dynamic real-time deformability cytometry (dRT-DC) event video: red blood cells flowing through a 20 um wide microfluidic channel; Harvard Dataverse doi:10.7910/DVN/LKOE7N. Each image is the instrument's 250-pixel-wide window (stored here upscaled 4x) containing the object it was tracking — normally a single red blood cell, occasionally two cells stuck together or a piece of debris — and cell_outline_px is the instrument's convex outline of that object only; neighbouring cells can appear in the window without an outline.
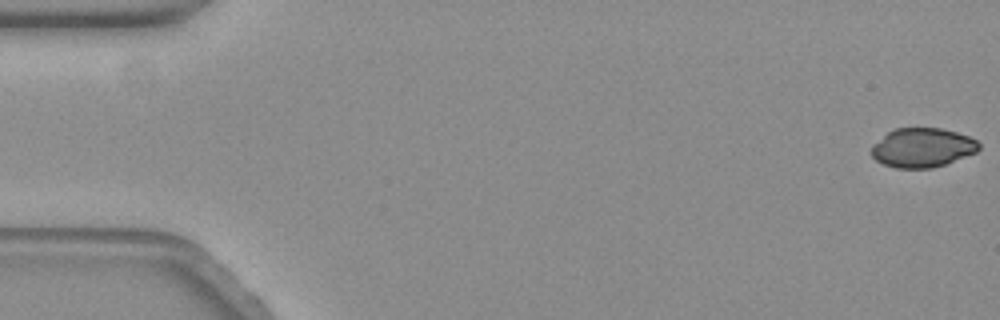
{"species": "common noctule bat (a hibernating species)", "species_latin": "Nyctalus noctula", "temperature_condition": "warm", "stored_images_in_passage": 60, "camera_frame_rate_fps": 3000, "um_per_image_px": 0.085, "animal": {"sex": "female", "body_mass_g": 19.3, "forearm_length_mm": 54.1}, "frame": {"image": 1, "passage_image": 1, "time_ms": 0.0, "image_size_px": [1000, 320], "cell_outline_px": [[980, 148], [976, 152], [944, 164], [932, 168], [896, 168], [884, 164], [876, 160], [872, 156], [872, 148], [892, 128], [940, 128], [956, 132], [968, 136], [976, 140], [980, 144]], "centroid_in_image_um": [78.42, 12.55], "position_along_channel_um": 6.6, "area_um2": 24.22}}
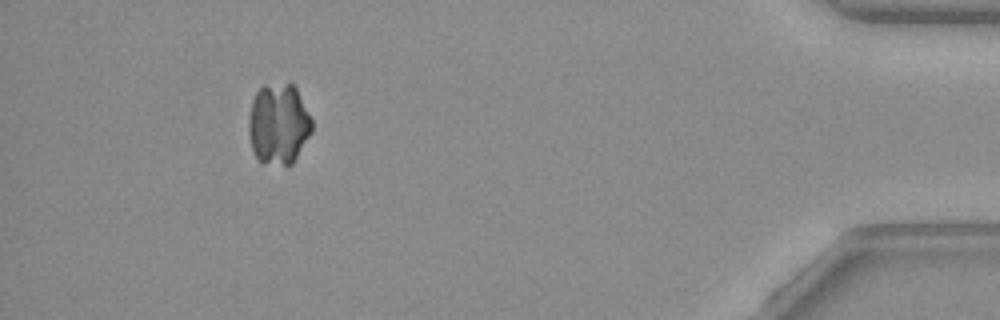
{"frame": {"image": 2, "passage_image": 55, "time_ms": 18.0, "image_size_px": [1000, 320], "cell_outline_px": [[312, 132], [292, 164], [284, 164], [260, 160], [252, 152], [248, 136], [248, 120], [252, 100], [256, 92], [264, 84], [292, 84], [296, 88], [312, 120]], "centroid_in_image_um": [23.66, 10.52], "position_along_channel_um": 411.5, "area_um2": 29.59}}